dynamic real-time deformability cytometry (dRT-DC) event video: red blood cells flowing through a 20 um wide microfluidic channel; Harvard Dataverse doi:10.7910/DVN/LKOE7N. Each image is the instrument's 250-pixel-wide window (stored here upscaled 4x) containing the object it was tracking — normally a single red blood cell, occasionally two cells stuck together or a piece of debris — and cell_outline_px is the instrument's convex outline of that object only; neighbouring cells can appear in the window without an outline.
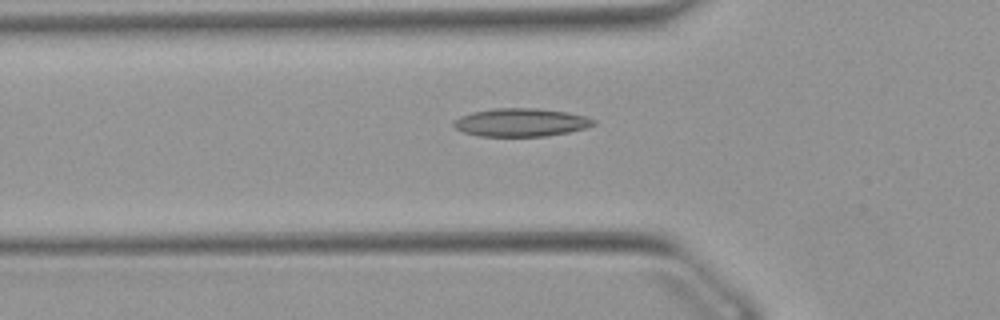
{"species": "Egyptian fruit bat (a non-hibernating species)", "species_latin": "Rousettus aegyptiacus", "temperature_condition": "warm", "stored_images_in_passage": 50, "camera_frame_rate_fps": 3000, "um_per_image_px": 0.085, "animal": {"sex": "female"}, "frame": {"image": 1, "passage_image": 17, "time_ms": 5.333, "image_size_px": [1000, 320], "cell_outline_px": [[596, 124], [584, 128], [568, 132], [544, 136], [480, 136], [464, 132], [456, 128], [452, 124], [452, 120], [460, 116], [472, 112], [496, 108], [536, 108], [568, 112], [584, 116], [596, 120]], "centroid_in_image_um": [44.26, 10.4], "position_along_channel_um": 81.5, "area_um2": 22.89}}
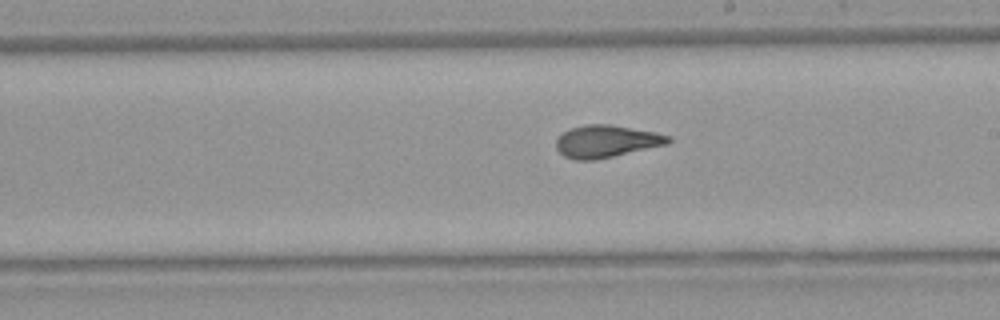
{"frame": {"image": 2, "passage_image": 29, "time_ms": 9.333, "image_size_px": [1000, 320], "cell_outline_px": [[672, 140], [668, 144], [596, 160], [576, 160], [564, 156], [556, 148], [556, 140], [564, 132], [572, 128], [584, 124], [608, 124], [656, 132], [672, 136]], "centroid_in_image_um": [51.57, 12.01], "position_along_channel_um": 237.4, "area_um2": 21.1}}
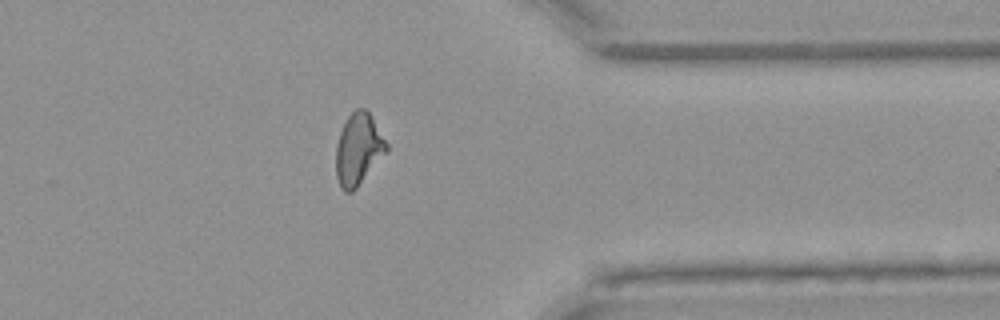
{"frame": {"image": 3, "passage_image": 41, "time_ms": 13.333, "image_size_px": [1000, 320], "cell_outline_px": [[388, 152], [356, 188], [352, 192], [344, 192], [340, 188], [336, 176], [336, 144], [340, 132], [348, 116], [356, 108], [364, 108], [368, 112], [388, 144]], "centroid_in_image_um": [30.46, 12.72], "position_along_channel_um": 380.9, "area_um2": 21.1}, "authors_computed_cell_mechanics": {"area_um2": 21.2415, "velocity_mm_per_s": 3.8949, "shape_relaxation_time_tau1_ms": 9.8587, "shape_relaxation_time_tau2_ms": 1.6709, "deformation_change_tau1": 0.2597, "deformation_change_tau2": 0.0895}}